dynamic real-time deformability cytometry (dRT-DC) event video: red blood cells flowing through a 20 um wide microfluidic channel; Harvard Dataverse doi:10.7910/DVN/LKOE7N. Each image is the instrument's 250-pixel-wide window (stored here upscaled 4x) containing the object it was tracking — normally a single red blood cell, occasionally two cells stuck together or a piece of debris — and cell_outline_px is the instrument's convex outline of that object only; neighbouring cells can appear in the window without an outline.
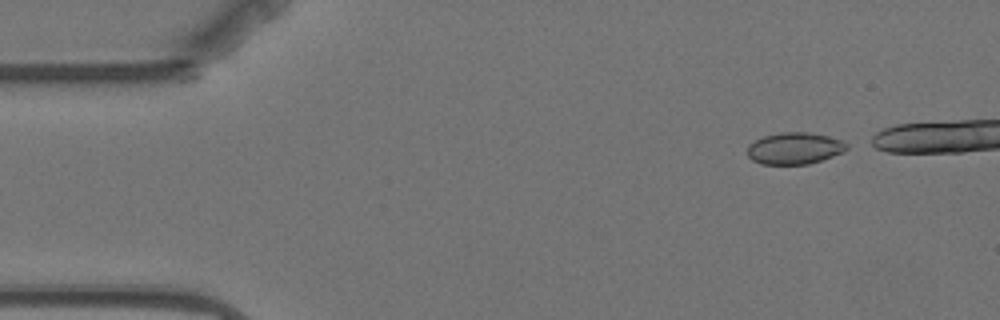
{"species": "Egyptian fruit bat (a non-hibernating species)", "species_latin": "Rousettus aegyptiacus", "temperature_condition": "warm", "stored_images_in_passage": 6, "camera_frame_rate_fps": 3000, "um_per_image_px": 0.085, "animal": {"sex": "female"}, "frame": {"image": 1, "passage_image": 1, "time_ms": 0.0, "image_size_px": [1000, 320], "cell_outline_px": [[848, 148], [844, 152], [808, 164], [760, 164], [752, 160], [748, 156], [748, 144], [764, 136], [780, 132], [808, 132], [828, 136], [844, 140], [848, 144]], "centroid_in_image_um": [67.55, 12.6], "position_along_channel_um": 17.4, "area_um2": 18.44}}
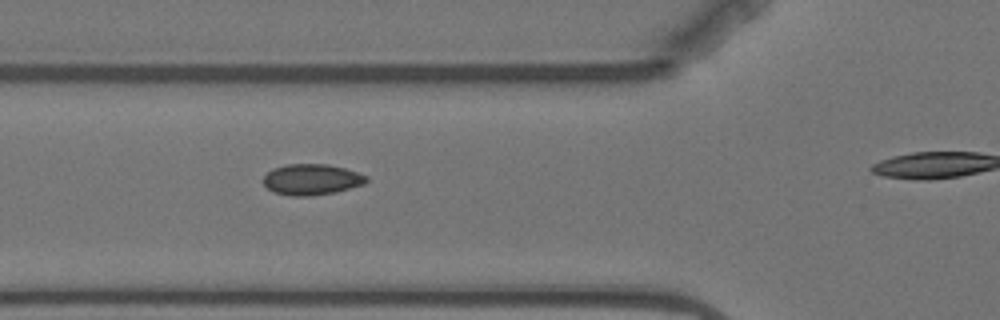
{"frame": {"image": 2, "passage_image": 5, "time_ms": 4.667, "image_size_px": [1000, 320], "cell_outline_px": [[368, 180], [364, 184], [336, 192], [312, 196], [288, 196], [276, 192], [268, 188], [264, 184], [264, 176], [272, 168], [288, 164], [328, 164], [344, 168], [368, 176]], "centroid_in_image_um": [26.5, 15.26], "position_along_channel_um": 99.3, "area_um2": 18.55}}